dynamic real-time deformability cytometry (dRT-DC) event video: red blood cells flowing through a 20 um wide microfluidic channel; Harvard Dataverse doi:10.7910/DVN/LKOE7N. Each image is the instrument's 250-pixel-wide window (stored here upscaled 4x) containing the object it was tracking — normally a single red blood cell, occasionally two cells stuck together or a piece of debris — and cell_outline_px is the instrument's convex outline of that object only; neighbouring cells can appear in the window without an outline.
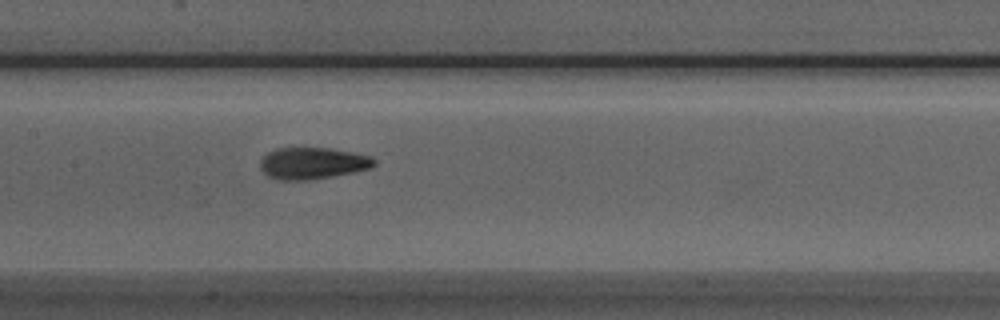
{"species": "Egyptian fruit bat (a non-hibernating species)", "species_latin": "Rousettus aegyptiacus", "temperature_condition": "room temperature", "stored_images_in_passage": 53, "camera_frame_rate_fps": 3000, "um_per_image_px": 0.085, "animal": {"sex": "male"}, "frame": {"image": 1, "passage_image": 32, "time_ms": 10.333, "image_size_px": [1000, 320], "cell_outline_px": [[376, 164], [372, 168], [332, 176], [308, 180], [276, 180], [268, 176], [260, 168], [260, 160], [268, 152], [276, 148], [332, 148], [372, 156], [376, 160]], "centroid_in_image_um": [26.58, 13.87], "position_along_channel_um": 180.8, "area_um2": 21.15}}
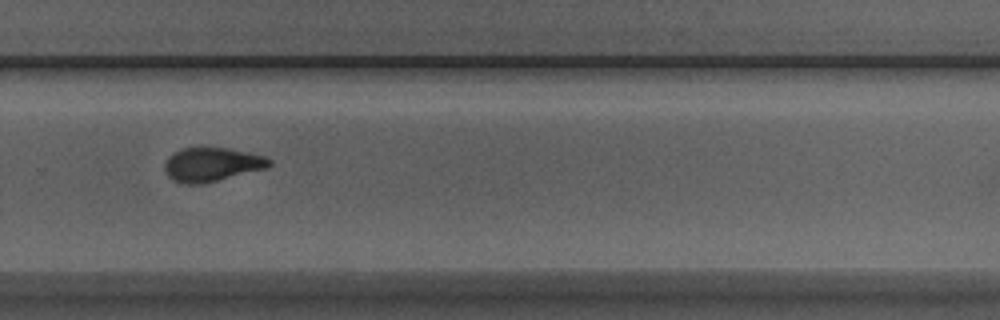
{"frame": {"image": 2, "passage_image": 42, "time_ms": 13.667, "image_size_px": [1000, 320], "cell_outline_px": [[272, 164], [268, 168], [200, 184], [184, 184], [172, 180], [168, 176], [164, 168], [164, 164], [168, 156], [184, 148], [224, 148], [264, 156], [272, 160]], "centroid_in_image_um": [17.99, 13.99], "position_along_channel_um": 311.8, "area_um2": 20.4}}
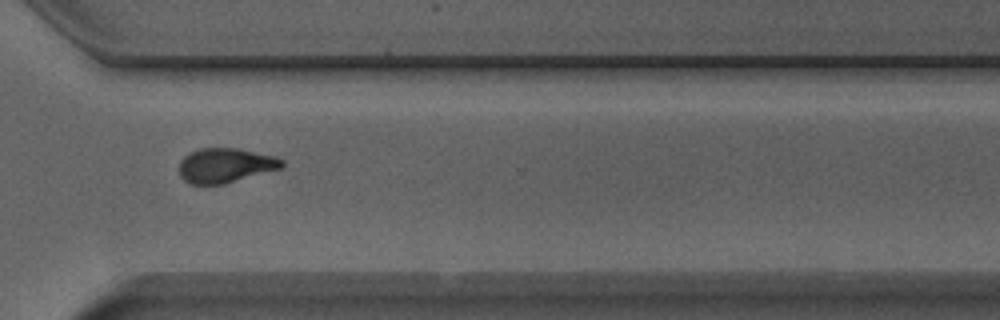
{"frame": {"image": 3, "passage_image": 45, "time_ms": 14.667, "image_size_px": [1000, 320], "cell_outline_px": [[284, 164], [280, 168], [224, 184], [192, 184], [184, 180], [180, 176], [180, 160], [188, 152], [200, 148], [240, 148], [276, 156], [284, 160]], "centroid_in_image_um": [19.15, 14.04], "position_along_channel_um": 351.4, "area_um2": 20.75}, "authors_computed_cell_mechanics": {"area_um2": 19.074, "velocity_mm_per_s": 3.9414, "shape_relaxation_time_tau1_ms": null, "shape_relaxation_time_tau2_ms": 1.6118, "deformation_change_tau1": null, "deformation_change_tau2": 0.0696}}